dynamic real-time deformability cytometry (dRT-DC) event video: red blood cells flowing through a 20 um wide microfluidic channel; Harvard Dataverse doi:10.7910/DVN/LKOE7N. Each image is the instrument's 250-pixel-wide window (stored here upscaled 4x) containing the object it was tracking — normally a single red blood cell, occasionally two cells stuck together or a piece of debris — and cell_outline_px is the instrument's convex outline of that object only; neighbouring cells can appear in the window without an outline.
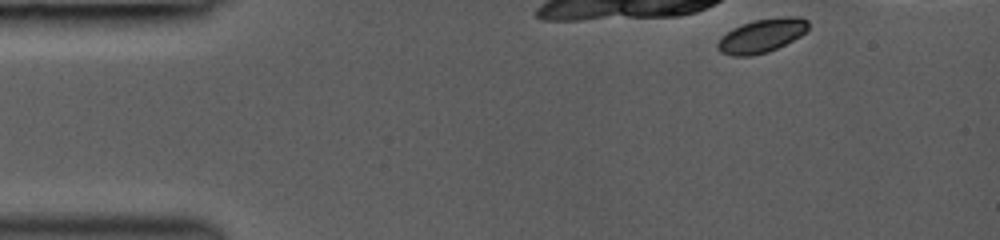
{"species": "common noctule bat (a hibernating species)", "species_latin": "Nyctalus noctula", "temperature_condition": "room temperature", "stored_images_in_passage": 4, "camera_frame_rate_fps": 3000, "um_per_image_px": 0.085, "animal": {"sex": "female", "body_mass_g": 19.0, "forearm_length_mm": 53.3}, "frame": {"image": 1, "passage_image": 1, "time_ms": 0.0, "image_size_px": [1000, 240], "cell_outline_px": [[808, 28], [800, 36], [768, 52], [752, 56], [732, 56], [720, 52], [716, 48], [716, 44], [720, 36], [732, 28], [752, 20], [784, 16], [800, 16], [808, 20]], "centroid_in_image_um": [64.7, 3.03], "position_along_channel_um": 20.3, "area_um2": 18.03}}